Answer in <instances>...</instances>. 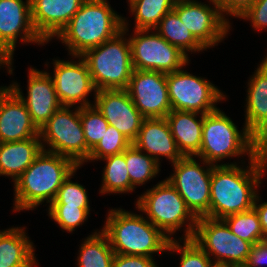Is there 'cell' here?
Wrapping results in <instances>:
<instances>
[{
	"label": "cell",
	"instance_id": "cb8c5ba5",
	"mask_svg": "<svg viewBox=\"0 0 267 267\" xmlns=\"http://www.w3.org/2000/svg\"><path fill=\"white\" fill-rule=\"evenodd\" d=\"M25 227L0 230V267L37 266L33 242L26 236Z\"/></svg>",
	"mask_w": 267,
	"mask_h": 267
},
{
	"label": "cell",
	"instance_id": "7402d4cb",
	"mask_svg": "<svg viewBox=\"0 0 267 267\" xmlns=\"http://www.w3.org/2000/svg\"><path fill=\"white\" fill-rule=\"evenodd\" d=\"M197 115L199 113L171 110L165 117L184 157H195L201 149L204 114H200L198 120Z\"/></svg>",
	"mask_w": 267,
	"mask_h": 267
},
{
	"label": "cell",
	"instance_id": "ffe728a7",
	"mask_svg": "<svg viewBox=\"0 0 267 267\" xmlns=\"http://www.w3.org/2000/svg\"><path fill=\"white\" fill-rule=\"evenodd\" d=\"M85 0H30L35 31L48 43L69 23Z\"/></svg>",
	"mask_w": 267,
	"mask_h": 267
},
{
	"label": "cell",
	"instance_id": "484cf974",
	"mask_svg": "<svg viewBox=\"0 0 267 267\" xmlns=\"http://www.w3.org/2000/svg\"><path fill=\"white\" fill-rule=\"evenodd\" d=\"M168 43L177 47L187 57L189 52H200L206 48L186 28L178 15L171 10L154 28ZM188 52V53H187Z\"/></svg>",
	"mask_w": 267,
	"mask_h": 267
},
{
	"label": "cell",
	"instance_id": "f546056e",
	"mask_svg": "<svg viewBox=\"0 0 267 267\" xmlns=\"http://www.w3.org/2000/svg\"><path fill=\"white\" fill-rule=\"evenodd\" d=\"M125 162L132 184V192L137 185H142L156 177L160 171V164L148 154L131 144L125 150Z\"/></svg>",
	"mask_w": 267,
	"mask_h": 267
},
{
	"label": "cell",
	"instance_id": "6da1fadb",
	"mask_svg": "<svg viewBox=\"0 0 267 267\" xmlns=\"http://www.w3.org/2000/svg\"><path fill=\"white\" fill-rule=\"evenodd\" d=\"M248 165L241 167L234 162L213 166L210 186V218L224 219L253 208L258 194L257 187L260 186L261 179L267 171V162L254 157L249 159Z\"/></svg>",
	"mask_w": 267,
	"mask_h": 267
},
{
	"label": "cell",
	"instance_id": "52a82bcc",
	"mask_svg": "<svg viewBox=\"0 0 267 267\" xmlns=\"http://www.w3.org/2000/svg\"><path fill=\"white\" fill-rule=\"evenodd\" d=\"M242 129L239 131L231 118L219 108L204 114L201 149L195 157L213 165H219L218 162L225 158L245 154L253 159V134L246 126Z\"/></svg>",
	"mask_w": 267,
	"mask_h": 267
},
{
	"label": "cell",
	"instance_id": "4fadbf2b",
	"mask_svg": "<svg viewBox=\"0 0 267 267\" xmlns=\"http://www.w3.org/2000/svg\"><path fill=\"white\" fill-rule=\"evenodd\" d=\"M18 37L23 43H46L32 24L30 0H0V67L5 65L9 75Z\"/></svg>",
	"mask_w": 267,
	"mask_h": 267
},
{
	"label": "cell",
	"instance_id": "5bb4252c",
	"mask_svg": "<svg viewBox=\"0 0 267 267\" xmlns=\"http://www.w3.org/2000/svg\"><path fill=\"white\" fill-rule=\"evenodd\" d=\"M209 2L212 7L196 0L176 1L173 7L186 28L206 49L218 45L230 32V22L223 17L218 3Z\"/></svg>",
	"mask_w": 267,
	"mask_h": 267
},
{
	"label": "cell",
	"instance_id": "60d3db41",
	"mask_svg": "<svg viewBox=\"0 0 267 267\" xmlns=\"http://www.w3.org/2000/svg\"><path fill=\"white\" fill-rule=\"evenodd\" d=\"M263 263H267V240L254 244L246 261L249 267H260Z\"/></svg>",
	"mask_w": 267,
	"mask_h": 267
},
{
	"label": "cell",
	"instance_id": "e0dca14e",
	"mask_svg": "<svg viewBox=\"0 0 267 267\" xmlns=\"http://www.w3.org/2000/svg\"><path fill=\"white\" fill-rule=\"evenodd\" d=\"M94 105L109 125L114 126L131 143L139 133L145 117L136 108L126 89L99 90Z\"/></svg>",
	"mask_w": 267,
	"mask_h": 267
},
{
	"label": "cell",
	"instance_id": "83f0119b",
	"mask_svg": "<svg viewBox=\"0 0 267 267\" xmlns=\"http://www.w3.org/2000/svg\"><path fill=\"white\" fill-rule=\"evenodd\" d=\"M106 161L102 174V186L99 190L103 194H121L132 192V184L125 162V151L102 158Z\"/></svg>",
	"mask_w": 267,
	"mask_h": 267
},
{
	"label": "cell",
	"instance_id": "7bdbcfd3",
	"mask_svg": "<svg viewBox=\"0 0 267 267\" xmlns=\"http://www.w3.org/2000/svg\"><path fill=\"white\" fill-rule=\"evenodd\" d=\"M225 267H249V266L245 263V264H233Z\"/></svg>",
	"mask_w": 267,
	"mask_h": 267
},
{
	"label": "cell",
	"instance_id": "ba28073f",
	"mask_svg": "<svg viewBox=\"0 0 267 267\" xmlns=\"http://www.w3.org/2000/svg\"><path fill=\"white\" fill-rule=\"evenodd\" d=\"M71 108L61 106L39 130V136L43 150L66 156L81 166L88 159V146L81 124L80 107L77 105L74 112Z\"/></svg>",
	"mask_w": 267,
	"mask_h": 267
},
{
	"label": "cell",
	"instance_id": "74e56055",
	"mask_svg": "<svg viewBox=\"0 0 267 267\" xmlns=\"http://www.w3.org/2000/svg\"><path fill=\"white\" fill-rule=\"evenodd\" d=\"M112 267H159L153 257L137 255H114Z\"/></svg>",
	"mask_w": 267,
	"mask_h": 267
},
{
	"label": "cell",
	"instance_id": "f35d334b",
	"mask_svg": "<svg viewBox=\"0 0 267 267\" xmlns=\"http://www.w3.org/2000/svg\"><path fill=\"white\" fill-rule=\"evenodd\" d=\"M255 0H217L223 17L229 22L226 16L239 18Z\"/></svg>",
	"mask_w": 267,
	"mask_h": 267
},
{
	"label": "cell",
	"instance_id": "2e32d148",
	"mask_svg": "<svg viewBox=\"0 0 267 267\" xmlns=\"http://www.w3.org/2000/svg\"><path fill=\"white\" fill-rule=\"evenodd\" d=\"M76 61L53 60V77L51 76L58 100L62 106L85 107L93 105L88 100L89 94L97 93L88 66L81 56Z\"/></svg>",
	"mask_w": 267,
	"mask_h": 267
},
{
	"label": "cell",
	"instance_id": "8fae6325",
	"mask_svg": "<svg viewBox=\"0 0 267 267\" xmlns=\"http://www.w3.org/2000/svg\"><path fill=\"white\" fill-rule=\"evenodd\" d=\"M182 69L166 74L171 110L207 114L218 109L215 104L226 95L209 80Z\"/></svg>",
	"mask_w": 267,
	"mask_h": 267
},
{
	"label": "cell",
	"instance_id": "5b68a950",
	"mask_svg": "<svg viewBox=\"0 0 267 267\" xmlns=\"http://www.w3.org/2000/svg\"><path fill=\"white\" fill-rule=\"evenodd\" d=\"M128 27L127 20L123 18L122 31L81 55L97 91L128 88L133 71L130 43L125 37Z\"/></svg>",
	"mask_w": 267,
	"mask_h": 267
},
{
	"label": "cell",
	"instance_id": "836d02e7",
	"mask_svg": "<svg viewBox=\"0 0 267 267\" xmlns=\"http://www.w3.org/2000/svg\"><path fill=\"white\" fill-rule=\"evenodd\" d=\"M132 143L114 126L108 125L105 134L100 142L90 152L88 159L85 161H98L104 157L124 152Z\"/></svg>",
	"mask_w": 267,
	"mask_h": 267
},
{
	"label": "cell",
	"instance_id": "4dcf8cb0",
	"mask_svg": "<svg viewBox=\"0 0 267 267\" xmlns=\"http://www.w3.org/2000/svg\"><path fill=\"white\" fill-rule=\"evenodd\" d=\"M231 232L253 245L264 241L261 223L254 208L223 219Z\"/></svg>",
	"mask_w": 267,
	"mask_h": 267
},
{
	"label": "cell",
	"instance_id": "ac0fdd59",
	"mask_svg": "<svg viewBox=\"0 0 267 267\" xmlns=\"http://www.w3.org/2000/svg\"><path fill=\"white\" fill-rule=\"evenodd\" d=\"M28 78L26 98L18 83L13 82L9 87L26 105L33 123L40 130L62 105L49 72L29 68Z\"/></svg>",
	"mask_w": 267,
	"mask_h": 267
},
{
	"label": "cell",
	"instance_id": "30bf717a",
	"mask_svg": "<svg viewBox=\"0 0 267 267\" xmlns=\"http://www.w3.org/2000/svg\"><path fill=\"white\" fill-rule=\"evenodd\" d=\"M128 40L133 69L172 73L188 65L189 57L153 29H134ZM154 31V32H153ZM151 33V34H150Z\"/></svg>",
	"mask_w": 267,
	"mask_h": 267
},
{
	"label": "cell",
	"instance_id": "d4e9b609",
	"mask_svg": "<svg viewBox=\"0 0 267 267\" xmlns=\"http://www.w3.org/2000/svg\"><path fill=\"white\" fill-rule=\"evenodd\" d=\"M247 87L243 126L254 134L267 122V55L258 65Z\"/></svg>",
	"mask_w": 267,
	"mask_h": 267
},
{
	"label": "cell",
	"instance_id": "d590c367",
	"mask_svg": "<svg viewBox=\"0 0 267 267\" xmlns=\"http://www.w3.org/2000/svg\"><path fill=\"white\" fill-rule=\"evenodd\" d=\"M90 207L49 206L48 214L61 229L67 232L75 231V228L84 224L90 214Z\"/></svg>",
	"mask_w": 267,
	"mask_h": 267
},
{
	"label": "cell",
	"instance_id": "603a6c76",
	"mask_svg": "<svg viewBox=\"0 0 267 267\" xmlns=\"http://www.w3.org/2000/svg\"><path fill=\"white\" fill-rule=\"evenodd\" d=\"M40 136L0 143V176L15 182L42 151Z\"/></svg>",
	"mask_w": 267,
	"mask_h": 267
},
{
	"label": "cell",
	"instance_id": "9a60e30c",
	"mask_svg": "<svg viewBox=\"0 0 267 267\" xmlns=\"http://www.w3.org/2000/svg\"><path fill=\"white\" fill-rule=\"evenodd\" d=\"M126 90L145 118H165L171 111L165 73L133 69Z\"/></svg>",
	"mask_w": 267,
	"mask_h": 267
},
{
	"label": "cell",
	"instance_id": "8992f818",
	"mask_svg": "<svg viewBox=\"0 0 267 267\" xmlns=\"http://www.w3.org/2000/svg\"><path fill=\"white\" fill-rule=\"evenodd\" d=\"M147 219L159 228L167 237L172 239L176 230L187 226L181 239H192L197 218L187 208L184 199L171 183L165 179L153 188L146 190L137 198L136 207Z\"/></svg>",
	"mask_w": 267,
	"mask_h": 267
},
{
	"label": "cell",
	"instance_id": "277c9868",
	"mask_svg": "<svg viewBox=\"0 0 267 267\" xmlns=\"http://www.w3.org/2000/svg\"><path fill=\"white\" fill-rule=\"evenodd\" d=\"M116 254L153 257L167 252L170 238L154 226L146 217L121 208L108 212L101 230Z\"/></svg>",
	"mask_w": 267,
	"mask_h": 267
},
{
	"label": "cell",
	"instance_id": "d6986e66",
	"mask_svg": "<svg viewBox=\"0 0 267 267\" xmlns=\"http://www.w3.org/2000/svg\"><path fill=\"white\" fill-rule=\"evenodd\" d=\"M39 135L26 105L8 86L0 87V143L15 142Z\"/></svg>",
	"mask_w": 267,
	"mask_h": 267
},
{
	"label": "cell",
	"instance_id": "3957f363",
	"mask_svg": "<svg viewBox=\"0 0 267 267\" xmlns=\"http://www.w3.org/2000/svg\"><path fill=\"white\" fill-rule=\"evenodd\" d=\"M123 30V17L107 0H85L69 23L56 36L72 56L101 45Z\"/></svg>",
	"mask_w": 267,
	"mask_h": 267
},
{
	"label": "cell",
	"instance_id": "b9f144b4",
	"mask_svg": "<svg viewBox=\"0 0 267 267\" xmlns=\"http://www.w3.org/2000/svg\"><path fill=\"white\" fill-rule=\"evenodd\" d=\"M260 196L257 194L253 208L256 210L259 221L261 223L264 240H267V202H261ZM260 200V201H259Z\"/></svg>",
	"mask_w": 267,
	"mask_h": 267
},
{
	"label": "cell",
	"instance_id": "e575fe53",
	"mask_svg": "<svg viewBox=\"0 0 267 267\" xmlns=\"http://www.w3.org/2000/svg\"><path fill=\"white\" fill-rule=\"evenodd\" d=\"M78 166L62 183L55 199L48 206H72V207H90L87 191L84 186L77 182H72L71 178L76 173Z\"/></svg>",
	"mask_w": 267,
	"mask_h": 267
},
{
	"label": "cell",
	"instance_id": "7c38bea8",
	"mask_svg": "<svg viewBox=\"0 0 267 267\" xmlns=\"http://www.w3.org/2000/svg\"><path fill=\"white\" fill-rule=\"evenodd\" d=\"M199 160L203 166L198 164L193 156L183 157L172 164L174 173L166 178L196 218L209 217L211 175L214 166L203 159Z\"/></svg>",
	"mask_w": 267,
	"mask_h": 267
},
{
	"label": "cell",
	"instance_id": "f1b7e54d",
	"mask_svg": "<svg viewBox=\"0 0 267 267\" xmlns=\"http://www.w3.org/2000/svg\"><path fill=\"white\" fill-rule=\"evenodd\" d=\"M175 0H130L129 10L134 15V29H154L161 19L173 10Z\"/></svg>",
	"mask_w": 267,
	"mask_h": 267
},
{
	"label": "cell",
	"instance_id": "4316f807",
	"mask_svg": "<svg viewBox=\"0 0 267 267\" xmlns=\"http://www.w3.org/2000/svg\"><path fill=\"white\" fill-rule=\"evenodd\" d=\"M78 267H112L115 252L108 237L102 231H95L79 247Z\"/></svg>",
	"mask_w": 267,
	"mask_h": 267
},
{
	"label": "cell",
	"instance_id": "7a4b0ae2",
	"mask_svg": "<svg viewBox=\"0 0 267 267\" xmlns=\"http://www.w3.org/2000/svg\"><path fill=\"white\" fill-rule=\"evenodd\" d=\"M78 167L70 158L42 150L14 182L13 211L33 210L52 203L65 179Z\"/></svg>",
	"mask_w": 267,
	"mask_h": 267
},
{
	"label": "cell",
	"instance_id": "8d00e7d4",
	"mask_svg": "<svg viewBox=\"0 0 267 267\" xmlns=\"http://www.w3.org/2000/svg\"><path fill=\"white\" fill-rule=\"evenodd\" d=\"M240 18L250 21L254 30L262 31L267 27V0H255Z\"/></svg>",
	"mask_w": 267,
	"mask_h": 267
},
{
	"label": "cell",
	"instance_id": "44dd1931",
	"mask_svg": "<svg viewBox=\"0 0 267 267\" xmlns=\"http://www.w3.org/2000/svg\"><path fill=\"white\" fill-rule=\"evenodd\" d=\"M132 144L159 164L161 157L172 164L184 157L177 147L166 118H145Z\"/></svg>",
	"mask_w": 267,
	"mask_h": 267
},
{
	"label": "cell",
	"instance_id": "9c48e42d",
	"mask_svg": "<svg viewBox=\"0 0 267 267\" xmlns=\"http://www.w3.org/2000/svg\"><path fill=\"white\" fill-rule=\"evenodd\" d=\"M192 239L209 255L215 267L245 264L252 243L231 232L223 219L210 217L197 218Z\"/></svg>",
	"mask_w": 267,
	"mask_h": 267
},
{
	"label": "cell",
	"instance_id": "d6a6232c",
	"mask_svg": "<svg viewBox=\"0 0 267 267\" xmlns=\"http://www.w3.org/2000/svg\"><path fill=\"white\" fill-rule=\"evenodd\" d=\"M80 119L88 146L89 157L90 152L105 134L109 124L95 105L80 107Z\"/></svg>",
	"mask_w": 267,
	"mask_h": 267
},
{
	"label": "cell",
	"instance_id": "1f68e13d",
	"mask_svg": "<svg viewBox=\"0 0 267 267\" xmlns=\"http://www.w3.org/2000/svg\"><path fill=\"white\" fill-rule=\"evenodd\" d=\"M183 240V245L181 241ZM167 251L178 252L180 256L179 267H215L211 257L193 240L181 239L177 241L172 238L168 244Z\"/></svg>",
	"mask_w": 267,
	"mask_h": 267
},
{
	"label": "cell",
	"instance_id": "ab89813d",
	"mask_svg": "<svg viewBox=\"0 0 267 267\" xmlns=\"http://www.w3.org/2000/svg\"><path fill=\"white\" fill-rule=\"evenodd\" d=\"M255 157L267 162V122L253 134Z\"/></svg>",
	"mask_w": 267,
	"mask_h": 267
}]
</instances>
